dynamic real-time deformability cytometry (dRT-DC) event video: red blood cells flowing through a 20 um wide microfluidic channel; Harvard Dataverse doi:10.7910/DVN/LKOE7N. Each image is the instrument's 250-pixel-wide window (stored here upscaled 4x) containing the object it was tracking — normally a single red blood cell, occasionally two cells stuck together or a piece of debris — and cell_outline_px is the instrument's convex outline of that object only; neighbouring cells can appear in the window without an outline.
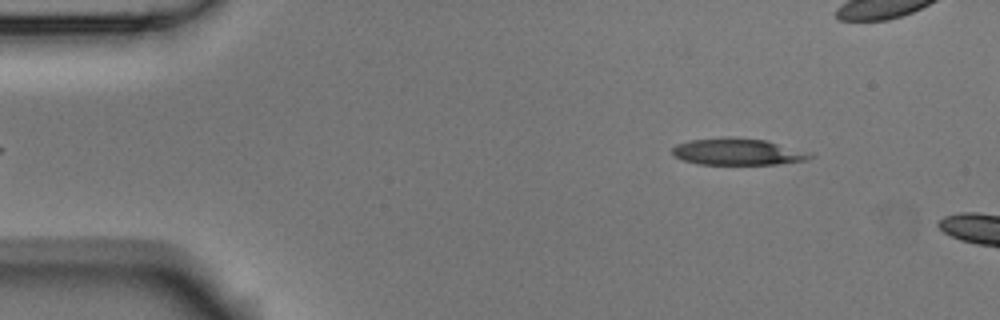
{"species": "Egyptian fruit bat (a non-hibernating species)", "species_latin": "Rousettus aegyptiacus", "temperature_condition": "room temperature", "stored_images_in_passage": 5, "camera_frame_rate_fps": 3000, "um_per_image_px": 0.085, "animal": {"sex": "male"}, "frame": {"image": 1, "passage_image": 5, "time_ms": 1.333, "image_size_px": [1000, 320], "cell_outline_px": [[816, 156], [808, 160], [776, 164], [700, 164], [684, 160], [672, 156], [672, 148], [676, 144], [688, 140], [720, 136], [732, 136], [768, 140], [812, 152]], "centroid_in_image_um": [62.74, 12.87], "position_along_channel_um": 22.3, "area_um2": 22.08}}